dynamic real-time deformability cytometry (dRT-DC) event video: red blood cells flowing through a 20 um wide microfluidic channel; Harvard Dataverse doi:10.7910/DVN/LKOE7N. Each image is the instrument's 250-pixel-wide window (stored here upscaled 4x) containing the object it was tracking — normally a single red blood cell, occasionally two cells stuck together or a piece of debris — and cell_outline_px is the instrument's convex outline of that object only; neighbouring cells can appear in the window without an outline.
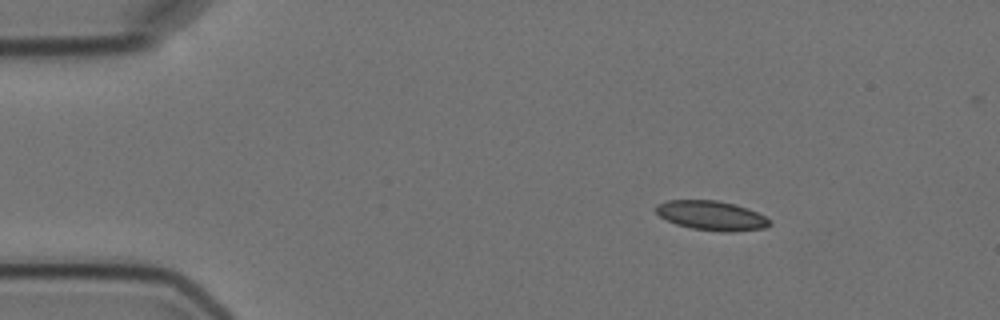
{"species": "Egyptian fruit bat (a non-hibernating species)", "species_latin": "Rousettus aegyptiacus", "temperature_condition": "cold", "stored_images_in_passage": 13, "camera_frame_rate_fps": 3000, "um_per_image_px": 0.085, "animal": {"sex": "female"}, "frame": {"image": 1, "passage_image": 1, "time_ms": 0.0, "image_size_px": [1000, 320], "cell_outline_px": [[772, 224], [764, 228], [736, 232], [720, 232], [692, 228], [676, 224], [660, 216], [652, 208], [656, 204], [668, 200], [716, 200], [736, 204], [748, 208], [772, 220]], "centroid_in_image_um": [60.49, 18.32], "position_along_channel_um": 24.5, "area_um2": 19.77}}
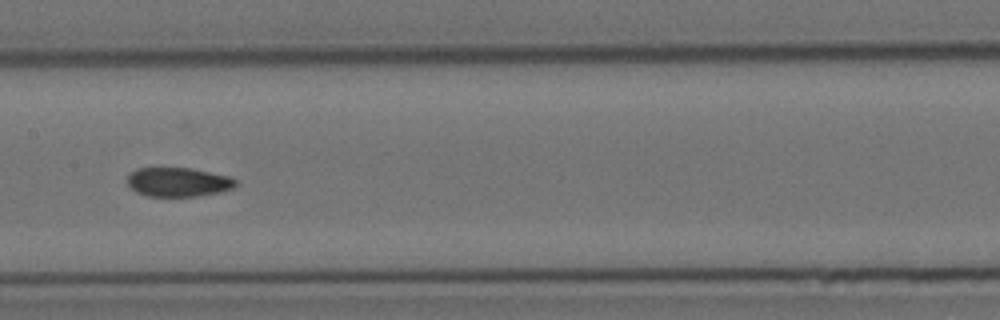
{"frame": {"image": 2, "passage_image": 6, "time_ms": 6.667, "image_size_px": [1000, 320], "cell_outline_px": [[236, 184], [232, 188], [220, 192], [196, 196], [148, 196], [136, 192], [128, 184], [128, 176], [136, 168], [192, 168], [228, 176], [236, 180]], "centroid_in_image_um": [15.14, 15.47], "position_along_channel_um": 192.3, "area_um2": 18.21}}
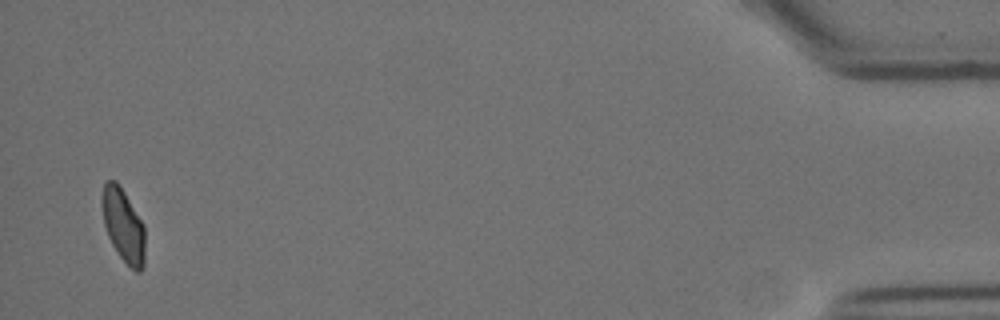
{"frame": {"image": 3, "passage_image": 13, "time_ms": 15.667, "image_size_px": [1000, 320], "cell_outline_px": [[144, 264], [140, 272], [136, 272], [120, 256], [112, 244], [108, 236], [104, 224], [100, 204], [100, 196], [104, 184], [108, 180], [116, 180], [124, 192], [144, 224]], "centroid_in_image_um": [10.45, 19.12], "position_along_channel_um": 424.7, "area_um2": 18.38}, "authors_computed_cell_mechanics": {"area_um2": 18.9584, "velocity_mm_per_s": 3.5499, "shape_relaxation_time_tau1_ms": null, "shape_relaxation_time_tau2_ms": 2.3492, "deformation_change_tau1": null, "deformation_change_tau2": 0.0648}}